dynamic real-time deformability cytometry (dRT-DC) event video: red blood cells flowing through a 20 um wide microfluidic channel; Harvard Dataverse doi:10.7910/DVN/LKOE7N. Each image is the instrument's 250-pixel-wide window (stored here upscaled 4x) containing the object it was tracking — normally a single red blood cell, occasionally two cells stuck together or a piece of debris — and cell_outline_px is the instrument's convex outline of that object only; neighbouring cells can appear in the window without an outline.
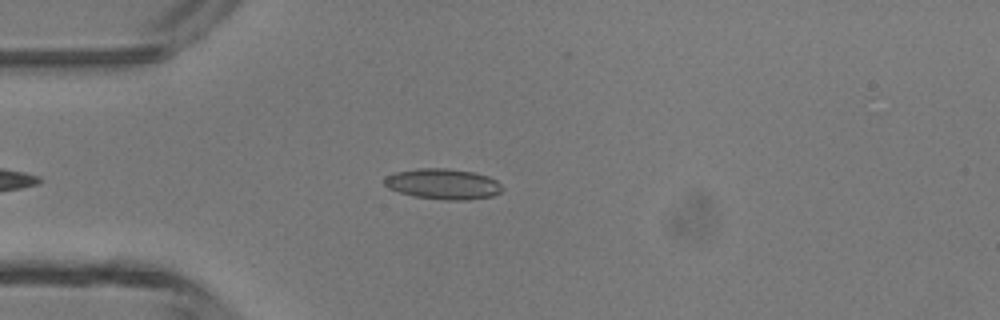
{"species": "common noctule bat (a hibernating species)", "species_latin": "Nyctalus noctula", "temperature_condition": "room temperature", "stored_images_in_passage": 34, "camera_frame_rate_fps": 3000, "um_per_image_px": 0.085, "animal": {"sex": "male", "body_mass_g": 13.3}, "frame": {"image": 1, "passage_image": 2, "time_ms": 0.333, "image_size_px": [1000, 320], "cell_outline_px": [[504, 188], [500, 192], [492, 196], [464, 200], [448, 200], [412, 196], [388, 188], [384, 184], [384, 176], [396, 172], [416, 168], [448, 168], [472, 172], [488, 176], [496, 180]], "centroid_in_image_um": [37.64, 15.63], "position_along_channel_um": 47.4, "area_um2": 21.04}}
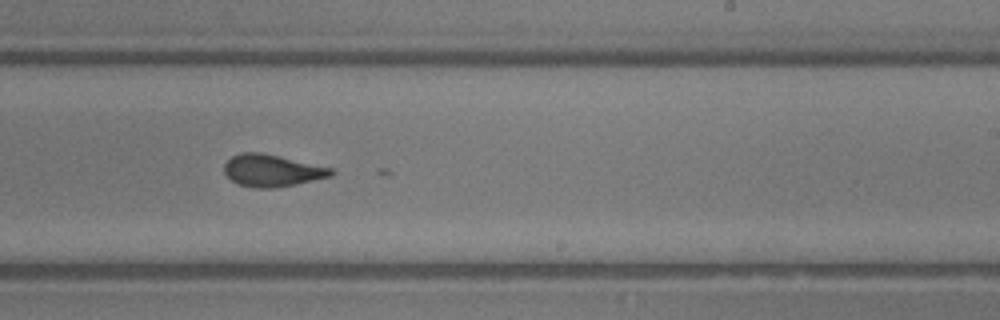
{"frame": {"image": 2, "passage_image": 18, "time_ms": 5.667, "image_size_px": [1000, 320], "cell_outline_px": [[336, 172], [332, 176], [296, 184], [272, 188], [256, 188], [240, 184], [232, 180], [224, 172], [224, 164], [232, 156], [240, 152], [260, 152], [332, 168]], "centroid_in_image_um": [23.13, 14.49], "position_along_channel_um": 265.9, "area_um2": 19.77}}
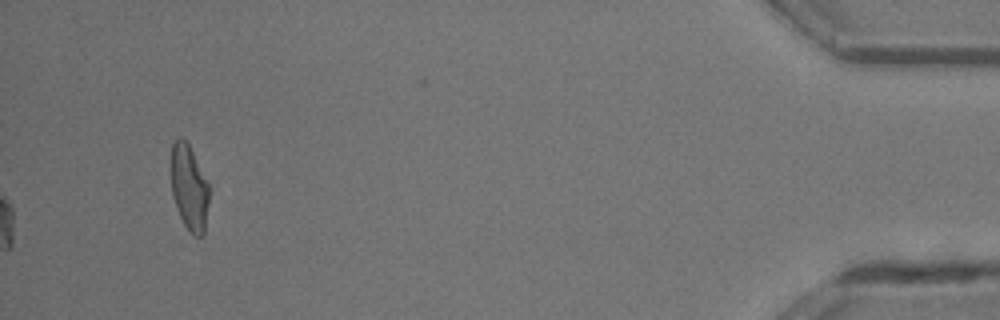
{"frame": {"image": 3, "passage_image": 34, "time_ms": 11.0, "image_size_px": [1000, 320], "cell_outline_px": [[208, 204], [204, 232], [200, 236], [196, 236], [184, 224], [176, 208], [172, 196], [172, 144], [180, 136], [188, 144], [208, 180]], "centroid_in_image_um": [16.08, 15.94], "position_along_channel_um": 419.1, "area_um2": 18.55}}